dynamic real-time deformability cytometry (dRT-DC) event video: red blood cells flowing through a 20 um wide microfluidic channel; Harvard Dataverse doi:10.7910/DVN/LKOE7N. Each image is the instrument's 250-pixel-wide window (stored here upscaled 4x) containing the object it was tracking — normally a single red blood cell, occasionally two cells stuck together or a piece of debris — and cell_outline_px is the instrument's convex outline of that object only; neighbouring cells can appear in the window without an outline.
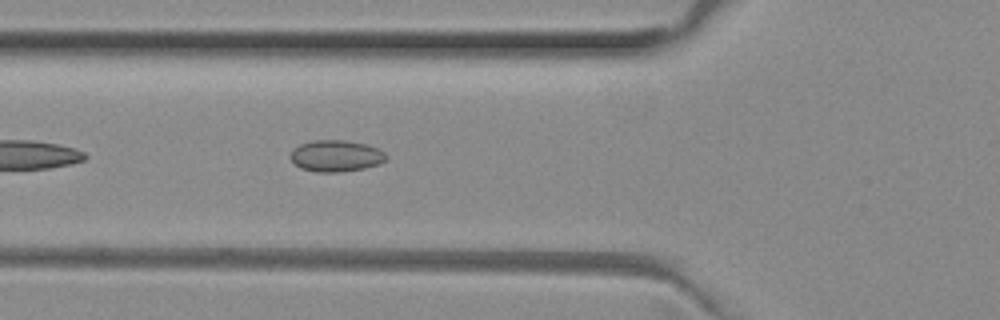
{"species": "common noctule bat (a hibernating species)", "species_latin": "Nyctalus noctula", "temperature_condition": "room temperature", "stored_images_in_passage": 38, "camera_frame_rate_fps": 3000, "um_per_image_px": 0.085, "animal": {"sex": "female", "body_mass_g": 29.2, "forearm_length_mm": 56.3}, "frame": {"image": 1, "passage_image": 5, "time_ms": 1.333, "image_size_px": [1000, 320], "cell_outline_px": [[388, 160], [380, 164], [364, 168], [340, 172], [316, 172], [300, 168], [288, 156], [292, 148], [300, 144], [312, 140], [344, 140], [364, 144], [376, 148], [384, 152], [388, 156]], "centroid_in_image_um": [28.54, 13.25], "position_along_channel_um": 97.3, "area_um2": 17.74}}
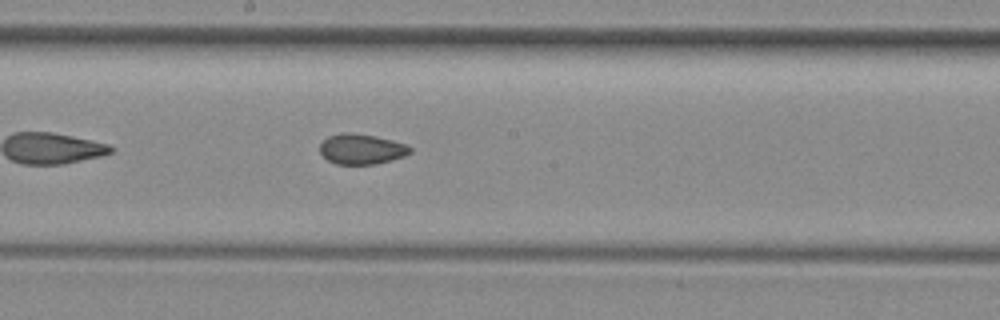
{"frame": {"image": 2, "passage_image": 14, "time_ms": 4.333, "image_size_px": [1000, 320], "cell_outline_px": [[412, 152], [404, 156], [392, 160], [376, 164], [336, 164], [328, 160], [320, 152], [320, 144], [328, 136], [344, 132], [348, 132], [376, 136], [392, 140], [404, 144], [412, 148]], "centroid_in_image_um": [30.73, 12.67], "position_along_channel_um": 217.5, "area_um2": 15.9}}
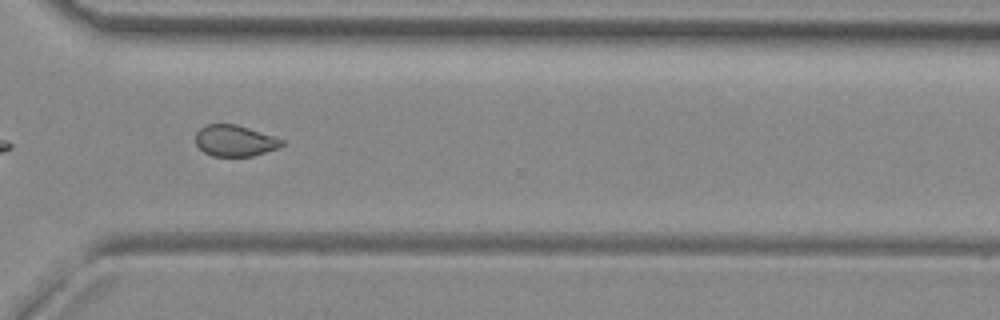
{"frame": {"image": 3, "passage_image": 24, "time_ms": 7.667, "image_size_px": [1000, 320], "cell_outline_px": [[284, 144], [276, 148], [252, 156], [212, 156], [204, 152], [196, 144], [196, 132], [200, 128], [208, 124], [236, 124], [284, 140]], "centroid_in_image_um": [19.93, 11.96], "position_along_channel_um": 350.7, "area_um2": 15.43}, "authors_computed_cell_mechanics": {"area_um2": 16.473, "velocity_mm_per_s": 3.9991, "shape_relaxation_time_tau1_ms": null, "shape_relaxation_time_tau2_ms": 2.7812, "deformation_change_tau1": null, "deformation_change_tau2": 0.0529}}